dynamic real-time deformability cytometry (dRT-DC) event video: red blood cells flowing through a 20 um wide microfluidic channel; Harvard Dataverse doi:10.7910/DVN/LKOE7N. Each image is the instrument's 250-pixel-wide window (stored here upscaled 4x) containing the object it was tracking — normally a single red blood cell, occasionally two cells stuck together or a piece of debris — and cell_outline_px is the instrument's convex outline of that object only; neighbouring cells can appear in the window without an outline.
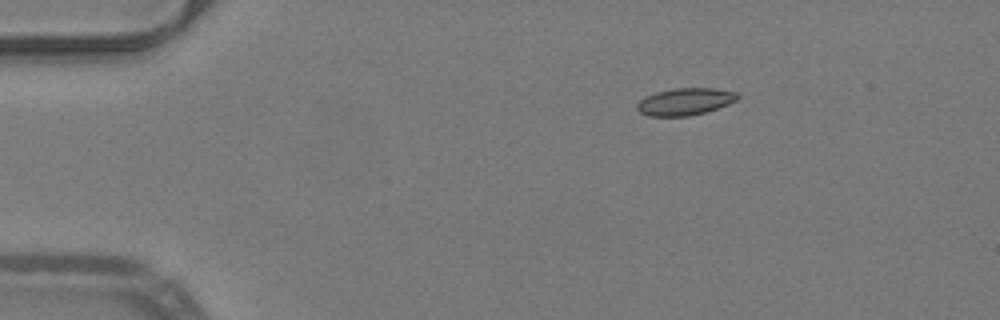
{"species": "common noctule bat (a hibernating species)", "species_latin": "Nyctalus noctula", "temperature_condition": "warm", "stored_images_in_passage": 13, "camera_frame_rate_fps": 3000, "um_per_image_px": 0.085, "animal": {"sex": "male", "body_mass_g": 19.2, "forearm_length_mm": 51.8}, "frame": {"image": 1, "passage_image": 8, "time_ms": 2.333, "image_size_px": [1000, 320], "cell_outline_px": [[728, 100], [724, 104], [700, 112], [672, 116], [664, 116], [648, 112], [656, 96], [668, 92], [724, 92]], "centroid_in_image_um": [58.33, 8.73], "position_along_channel_um": 26.7, "area_um2": 10.46}}